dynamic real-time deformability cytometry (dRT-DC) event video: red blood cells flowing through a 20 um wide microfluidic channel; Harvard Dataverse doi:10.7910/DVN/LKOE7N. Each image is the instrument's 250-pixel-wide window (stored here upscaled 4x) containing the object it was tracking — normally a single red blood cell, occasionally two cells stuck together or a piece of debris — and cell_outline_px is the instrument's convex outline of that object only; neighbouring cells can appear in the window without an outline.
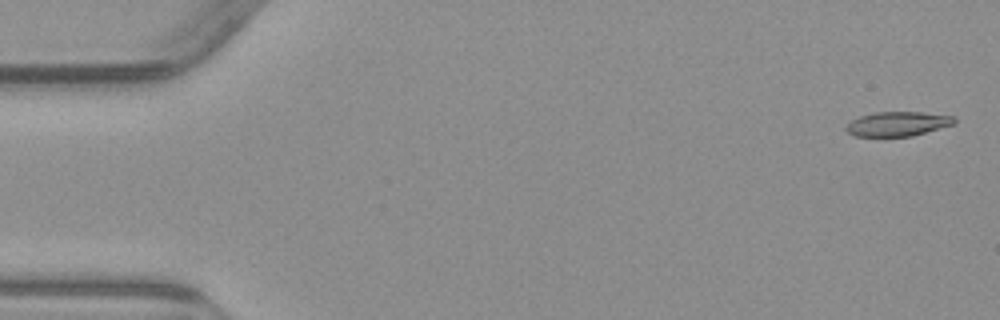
{"species": "common noctule bat (a hibernating species)", "species_latin": "Nyctalus noctula", "temperature_condition": "warm", "stored_images_in_passage": 8, "camera_frame_rate_fps": 3000, "um_per_image_px": 0.085, "animal": {"sex": "male", "body_mass_g": 23.1, "forearm_length_mm": 52.7}, "frame": {"image": 1, "passage_image": 1, "time_ms": 0.0, "image_size_px": [1000, 320], "cell_outline_px": [[956, 124], [912, 136], [856, 136], [848, 132], [844, 128], [852, 120], [860, 116], [876, 112], [920, 112], [956, 116]], "centroid_in_image_um": [76.35, 10.52], "position_along_channel_um": 8.6, "area_um2": 15.43}}
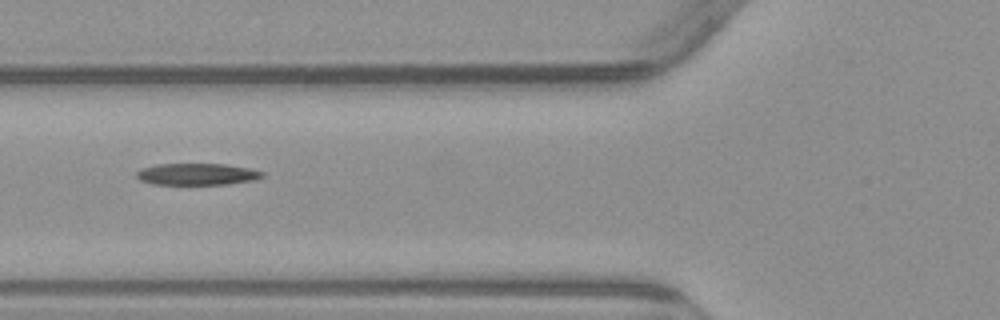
{"frame": {"image": 2, "passage_image": 6, "time_ms": 6.333, "image_size_px": [1000, 320], "cell_outline_px": [[264, 176], [252, 180], [224, 184], [152, 184], [140, 180], [136, 176], [136, 172], [140, 168], [156, 164], [224, 164], [252, 168], [264, 172]], "centroid_in_image_um": [16.72, 14.79], "position_along_channel_um": 109.1, "area_um2": 15.9}}
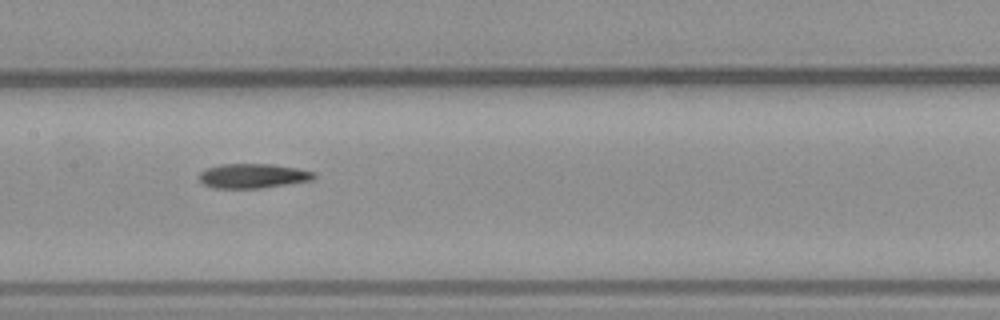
{"frame": {"image": 3, "passage_image": 8, "time_ms": 8.333, "image_size_px": [1000, 320], "cell_outline_px": [[316, 176], [312, 180], [260, 188], [212, 188], [204, 184], [200, 180], [200, 172], [208, 168], [220, 164], [272, 164], [296, 168], [316, 172]], "centroid_in_image_um": [21.5, 14.95], "position_along_channel_um": 185.9, "area_um2": 16.3}}